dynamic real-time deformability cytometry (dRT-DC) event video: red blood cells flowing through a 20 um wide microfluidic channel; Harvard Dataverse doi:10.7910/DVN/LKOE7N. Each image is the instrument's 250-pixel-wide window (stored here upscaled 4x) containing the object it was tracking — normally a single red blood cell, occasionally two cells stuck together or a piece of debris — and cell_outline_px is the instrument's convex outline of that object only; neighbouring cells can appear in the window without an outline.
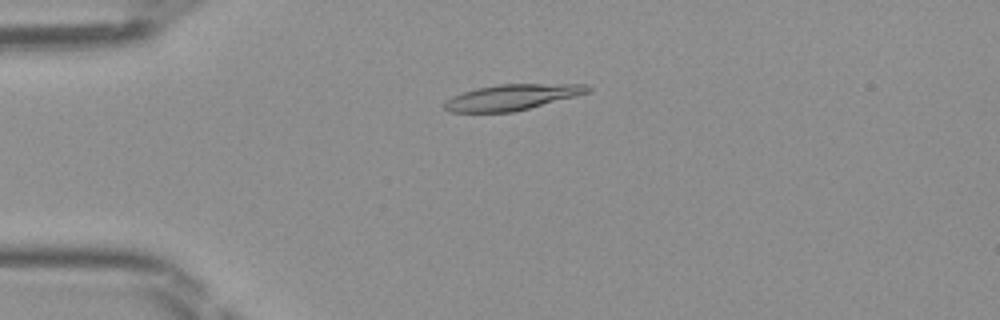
{"species": "Egyptian fruit bat (a non-hibernating species)", "species_latin": "Rousettus aegyptiacus", "temperature_condition": "room temperature", "stored_images_in_passage": 48, "camera_frame_rate_fps": 3000, "um_per_image_px": 0.085, "frame": {"image": 1, "passage_image": 12, "time_ms": 3.667, "image_size_px": [1000, 320], "cell_outline_px": [[592, 88], [588, 92], [576, 96], [512, 112], [448, 112], [444, 108], [444, 100], [452, 96], [476, 88], [496, 84], [588, 84]], "centroid_in_image_um": [43.49, 8.25], "position_along_channel_um": 41.5, "area_um2": 21.44}}
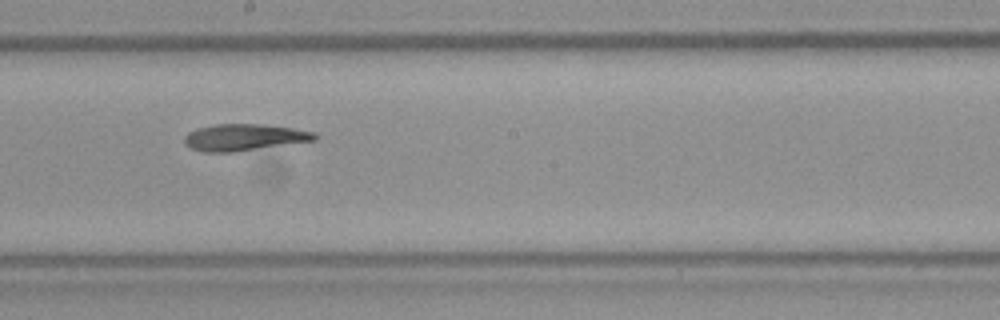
{"frame": {"image": 2, "passage_image": 27, "time_ms": 8.667, "image_size_px": [1000, 320], "cell_outline_px": [[320, 136], [316, 140], [232, 152], [200, 152], [184, 144], [184, 136], [188, 132], [196, 128], [216, 124], [264, 124], [292, 128], [316, 132]], "centroid_in_image_um": [20.75, 11.67], "position_along_channel_um": 227.5, "area_um2": 20.35}}
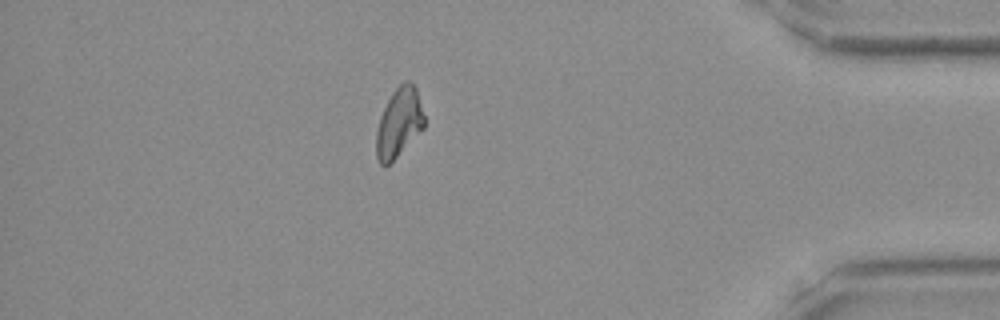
{"frame": {"image": 3, "passage_image": 42, "time_ms": 13.667, "image_size_px": [1000, 320], "cell_outline_px": [[424, 128], [384, 168], [380, 164], [376, 156], [376, 132], [380, 116], [392, 92], [404, 80], [408, 80], [416, 88], [424, 116]], "centroid_in_image_um": [33.89, 10.42], "position_along_channel_um": 401.3, "area_um2": 19.07}}